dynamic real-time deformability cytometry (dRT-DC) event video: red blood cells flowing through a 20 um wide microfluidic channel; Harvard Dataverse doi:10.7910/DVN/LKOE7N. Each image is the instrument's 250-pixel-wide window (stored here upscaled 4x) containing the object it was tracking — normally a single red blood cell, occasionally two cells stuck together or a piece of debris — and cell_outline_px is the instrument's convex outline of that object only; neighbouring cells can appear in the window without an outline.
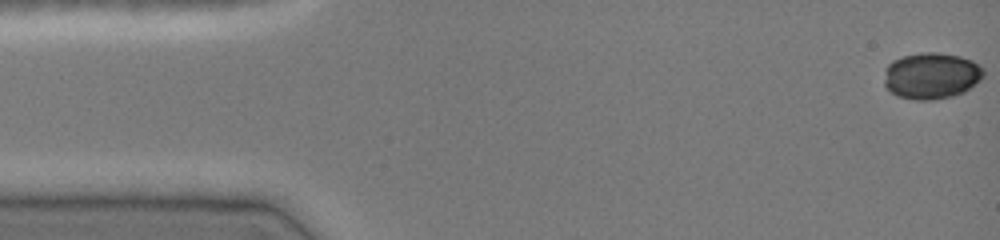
{"species": "common noctule bat (a hibernating species)", "species_latin": "Nyctalus noctula", "temperature_condition": "cold", "stored_images_in_passage": 45, "camera_frame_rate_fps": 3000, "um_per_image_px": 0.085, "animal": {"sex": "female", "body_mass_g": 19.0, "forearm_length_mm": 51.5}, "frame": {"image": 1, "passage_image": 1, "time_ms": 0.0, "image_size_px": [1000, 240], "cell_outline_px": [[984, 76], [980, 80], [964, 92], [952, 96], [932, 100], [916, 100], [896, 96], [884, 84], [884, 68], [892, 60], [904, 56], [920, 52], [936, 52], [960, 56], [972, 60], [980, 64], [984, 68]], "centroid_in_image_um": [79.17, 6.43], "position_along_channel_um": 5.8, "area_um2": 27.17}}
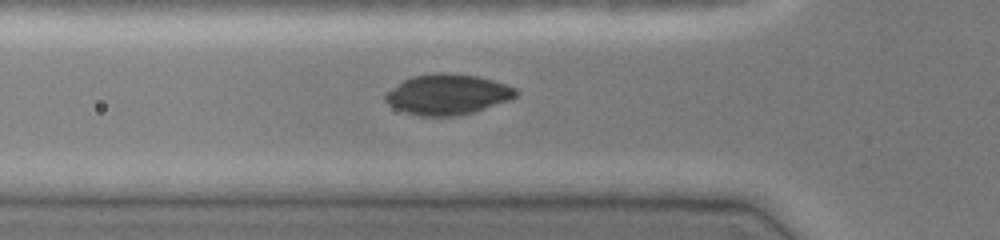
{"frame": {"image": 2, "passage_image": 16, "time_ms": 5.0, "image_size_px": [1000, 240], "cell_outline_px": [[520, 92], [516, 96], [508, 100], [472, 112], [456, 116], [420, 116], [396, 108], [388, 104], [384, 100], [384, 92], [404, 80], [412, 76], [436, 72], [448, 72], [476, 76], [508, 84], [516, 88]], "centroid_in_image_um": [38.03, 8.01], "position_along_channel_um": 87.8, "area_um2": 30.75}}
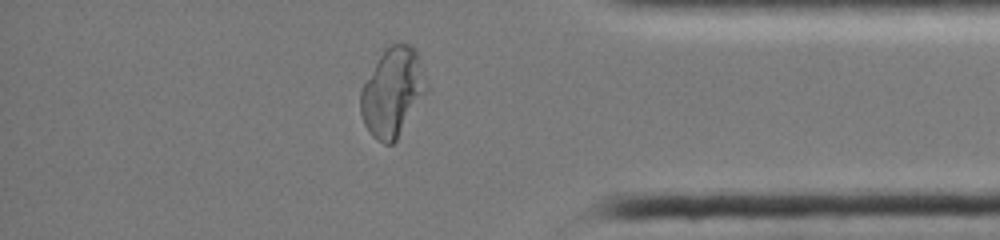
{"frame": {"image": 3, "passage_image": 40, "time_ms": 13.0, "image_size_px": [1000, 240], "cell_outline_px": [[428, 88], [396, 140], [392, 144], [384, 144], [376, 140], [368, 132], [364, 124], [360, 112], [360, 88], [380, 56], [392, 44], [408, 44], [416, 52], [428, 80]], "centroid_in_image_um": [33.34, 7.87], "position_along_channel_um": 401.9, "area_um2": 33.64}, "authors_computed_cell_mechanics": {"area_um2": 29.9404, "velocity_mm_per_s": 4.0521, "shape_relaxation_time_tau1_ms": 5.1555, "shape_relaxation_time_tau2_ms": null, "deformation_change_tau1": 0.1069, "deformation_change_tau2": null}}